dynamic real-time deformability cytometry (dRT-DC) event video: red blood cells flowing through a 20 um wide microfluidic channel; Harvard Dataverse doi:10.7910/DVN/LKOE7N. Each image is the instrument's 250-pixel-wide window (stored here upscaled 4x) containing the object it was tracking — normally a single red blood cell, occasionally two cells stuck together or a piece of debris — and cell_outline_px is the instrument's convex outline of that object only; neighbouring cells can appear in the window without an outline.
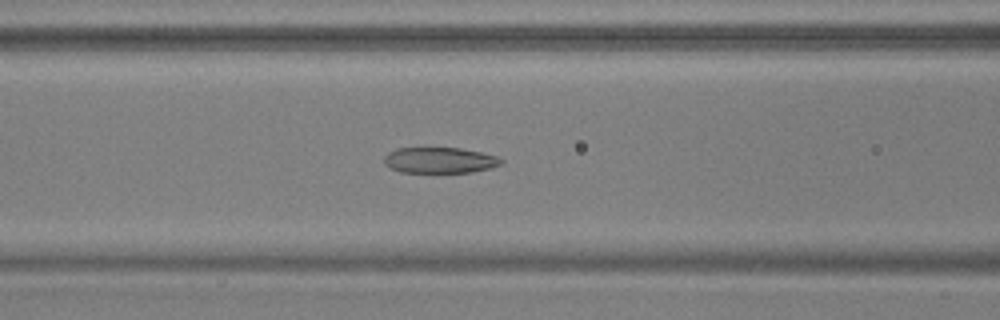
{"species": "common noctule bat (a hibernating species)", "species_latin": "Nyctalus noctula", "temperature_condition": "warm", "stored_images_in_passage": 54, "camera_frame_rate_fps": 3000, "um_per_image_px": 0.085, "animal": {"sex": "male", "body_mass_g": 17.9, "forearm_length_mm": 54.2}, "frame": {"image": 1, "passage_image": 22, "time_ms": 7.0, "image_size_px": [1000, 320], "cell_outline_px": [[504, 164], [492, 168], [472, 172], [400, 172], [388, 168], [384, 164], [384, 156], [388, 152], [396, 148], [460, 148], [480, 152], [496, 156], [504, 160]], "centroid_in_image_um": [37.37, 13.62], "position_along_channel_um": 129.2, "area_um2": 17.8}}
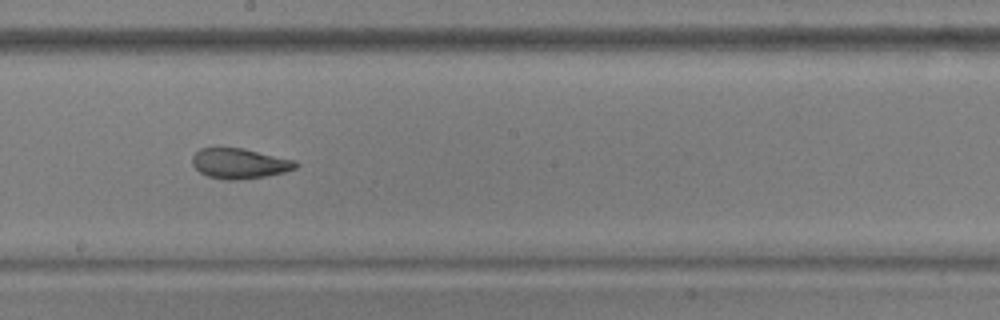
{"frame": {"image": 2, "passage_image": 30, "time_ms": 9.667, "image_size_px": [1000, 320], "cell_outline_px": [[300, 164], [296, 168], [284, 172], [264, 176], [236, 180], [224, 180], [208, 176], [200, 172], [192, 164], [192, 156], [200, 148], [244, 148], [296, 160]], "centroid_in_image_um": [20.38, 13.89], "position_along_channel_um": 227.8, "area_um2": 18.26}}
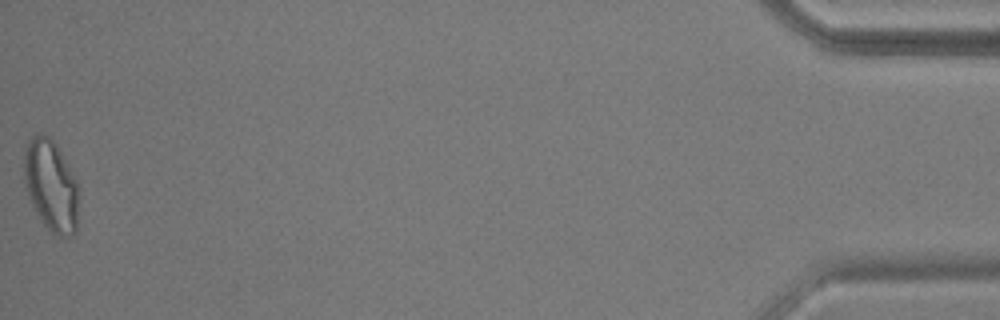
{"frame": {"image": 3, "passage_image": 54, "time_ms": 17.667, "image_size_px": [1000, 320], "cell_outline_px": [[80, 192], [76, 232], [72, 236], [52, 236], [40, 220], [28, 196], [24, 184], [24, 148], [28, 140], [36, 132], [44, 132], [56, 144], [76, 180]], "centroid_in_image_um": [4.34, 15.79], "position_along_channel_um": 430.9, "area_um2": 29.88}, "authors_computed_cell_mechanics": {"area_um2": 20.9525, "velocity_mm_per_s": 3.7013, "shape_relaxation_time_tau1_ms": null, "shape_relaxation_time_tau2_ms": 1.3898, "deformation_change_tau1": null, "deformation_change_tau2": 0.0785}}